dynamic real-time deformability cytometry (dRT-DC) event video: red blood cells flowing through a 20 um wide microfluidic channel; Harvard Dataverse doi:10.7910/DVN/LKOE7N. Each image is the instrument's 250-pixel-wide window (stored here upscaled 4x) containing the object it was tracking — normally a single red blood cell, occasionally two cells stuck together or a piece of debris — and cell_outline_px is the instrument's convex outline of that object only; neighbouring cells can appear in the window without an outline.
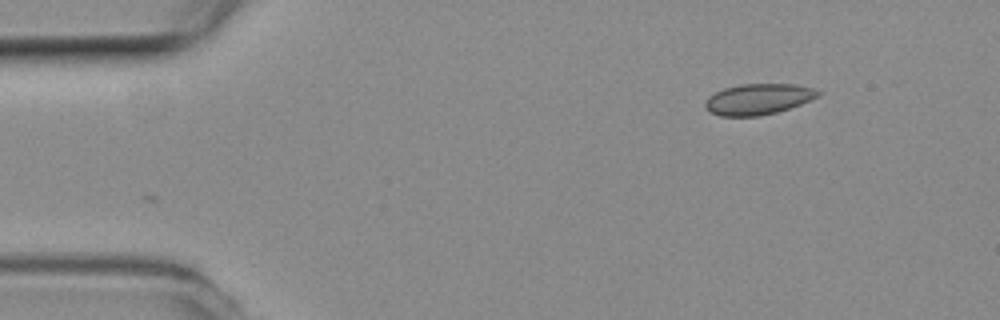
{"species": "common noctule bat (a hibernating species)", "species_latin": "Nyctalus noctula", "temperature_condition": "room temperature", "stored_images_in_passage": 41, "camera_frame_rate_fps": 3000, "um_per_image_px": 0.085, "animal": {"sex": "female", "body_mass_g": 19.3, "forearm_length_mm": 54.1}, "frame": {"image": 1, "passage_image": 1, "time_ms": 0.0, "image_size_px": [1000, 320], "cell_outline_px": [[820, 96], [800, 104], [776, 112], [760, 116], [720, 116], [708, 112], [704, 108], [704, 100], [708, 96], [724, 88], [740, 84], [792, 84], [812, 88], [820, 92]], "centroid_in_image_um": [64.38, 8.43], "position_along_channel_um": 20.6, "area_um2": 20.35}}
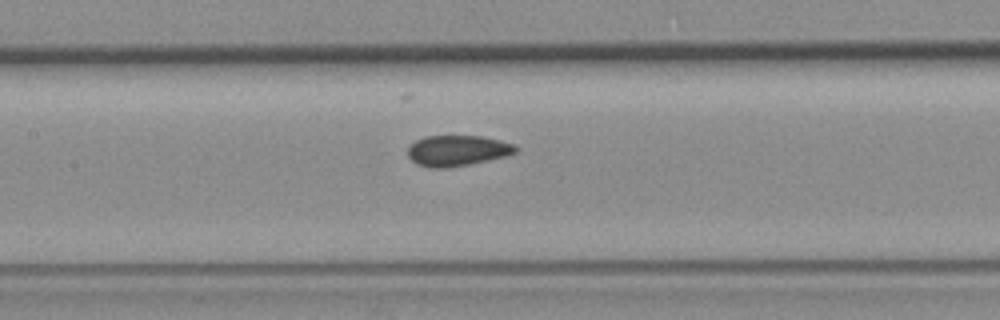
{"frame": {"image": 2, "passage_image": 19, "time_ms": 6.0, "image_size_px": [1000, 320], "cell_outline_px": [[520, 148], [516, 152], [504, 156], [488, 160], [448, 168], [432, 168], [416, 164], [408, 156], [408, 148], [416, 140], [424, 136], [480, 136], [500, 140], [516, 144]], "centroid_in_image_um": [38.89, 12.8], "position_along_channel_um": 168.5, "area_um2": 19.31}}
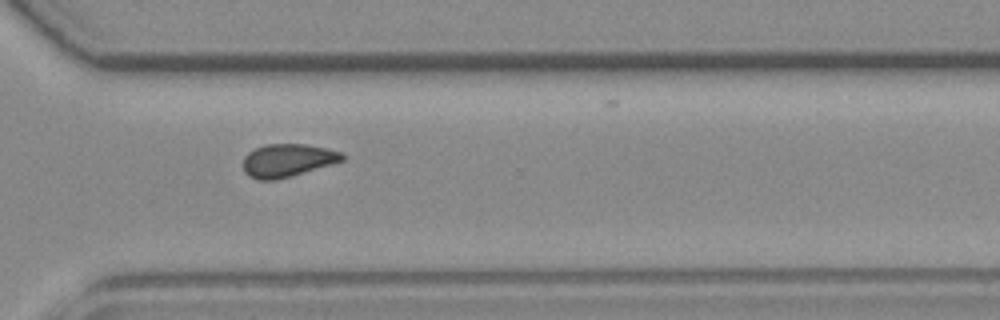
{"frame": {"image": 3, "passage_image": 33, "time_ms": 10.667, "image_size_px": [1000, 320], "cell_outline_px": [[344, 160], [332, 164], [292, 176], [276, 180], [256, 180], [248, 176], [244, 172], [244, 156], [248, 152], [264, 144], [304, 144], [328, 148], [340, 152], [344, 156]], "centroid_in_image_um": [24.42, 13.64], "position_along_channel_um": 346.2, "area_um2": 19.13}, "authors_computed_cell_mechanics": {"area_um2": 19.363, "velocity_mm_per_s": 3.8171, "shape_relaxation_time_tau1_ms": null, "shape_relaxation_time_tau2_ms": 1.92, "deformation_change_tau1": null, "deformation_change_tau2": 0.0615}}